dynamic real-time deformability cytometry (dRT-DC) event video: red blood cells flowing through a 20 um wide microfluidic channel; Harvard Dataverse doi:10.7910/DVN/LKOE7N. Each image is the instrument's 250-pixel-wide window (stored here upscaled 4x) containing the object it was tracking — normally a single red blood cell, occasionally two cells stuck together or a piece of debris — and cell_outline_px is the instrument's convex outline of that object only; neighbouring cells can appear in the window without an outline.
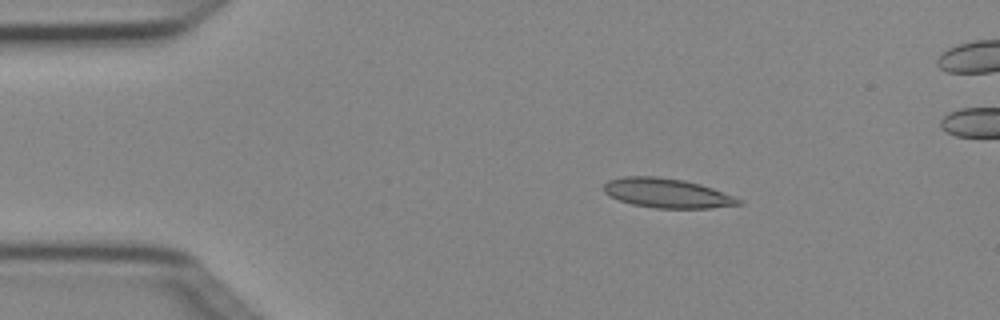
{"species": "Egyptian fruit bat (a non-hibernating species)", "species_latin": "Rousettus aegyptiacus", "temperature_condition": "cold", "stored_images_in_passage": 5, "camera_frame_rate_fps": 3000, "um_per_image_px": 0.085, "animal": {"sex": "female"}, "frame": {"image": 1, "passage_image": 2, "time_ms": 0.333, "image_size_px": [1000, 320], "cell_outline_px": [[744, 204], [708, 208], [656, 208], [632, 204], [620, 200], [604, 192], [604, 184], [608, 180], [624, 176], [656, 176], [684, 180], [700, 184], [712, 188], [744, 200]], "centroid_in_image_um": [56.72, 16.41], "position_along_channel_um": 28.3, "area_um2": 23.06}}